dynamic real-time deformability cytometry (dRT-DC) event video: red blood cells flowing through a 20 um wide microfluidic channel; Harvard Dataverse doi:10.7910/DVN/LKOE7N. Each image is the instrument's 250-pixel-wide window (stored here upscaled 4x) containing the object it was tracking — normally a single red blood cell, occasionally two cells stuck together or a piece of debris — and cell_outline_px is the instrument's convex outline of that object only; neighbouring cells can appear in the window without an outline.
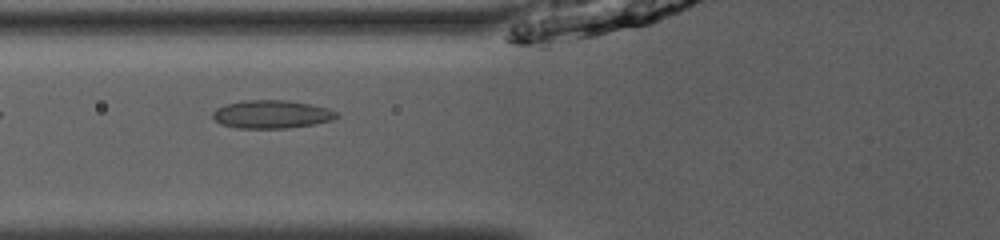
{"species": "common noctule bat (a hibernating species)", "species_latin": "Nyctalus noctula", "temperature_condition": "room temperature", "stored_images_in_passage": 34, "camera_frame_rate_fps": 3000, "um_per_image_px": 0.085, "animal": {"sex": "male", "body_mass_g": 13.0, "forearm_length_mm": 53.1}, "frame": {"image": 1, "passage_image": 5, "time_ms": 1.333, "image_size_px": [1000, 240], "cell_outline_px": [[340, 116], [332, 120], [312, 124], [288, 128], [236, 128], [220, 124], [212, 116], [212, 112], [216, 108], [228, 104], [244, 100], [284, 100], [308, 104], [328, 108], [336, 112]], "centroid_in_image_um": [23.07, 9.72], "position_along_channel_um": 102.7, "area_um2": 20.17}}
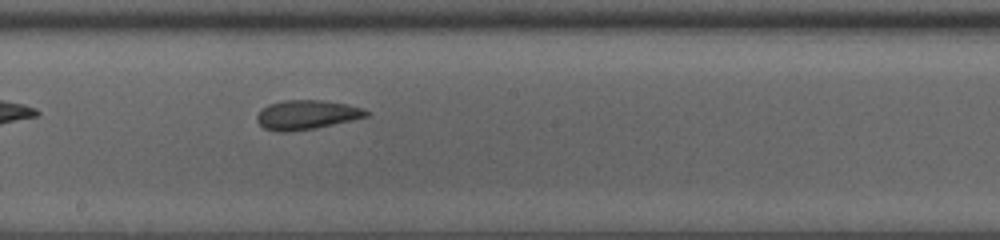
{"frame": {"image": 2, "passage_image": 14, "time_ms": 4.333, "image_size_px": [1000, 240], "cell_outline_px": [[368, 116], [316, 128], [288, 132], [276, 132], [264, 128], [256, 120], [256, 116], [268, 104], [284, 100], [320, 100], [344, 104], [360, 108], [368, 112]], "centroid_in_image_um": [26.0, 9.77], "position_along_channel_um": 222.2, "area_um2": 18.38}}
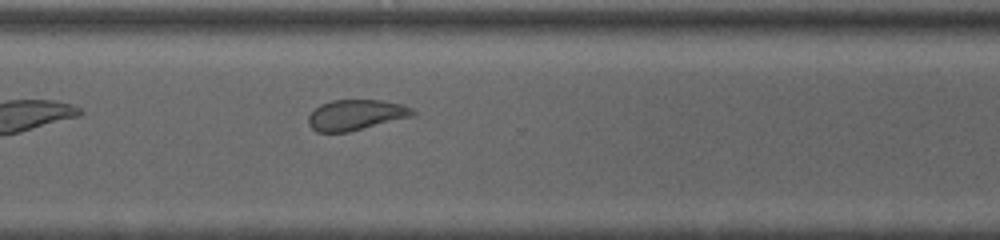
{"frame": {"image": 3, "passage_image": 23, "time_ms": 7.333, "image_size_px": [1000, 240], "cell_outline_px": [[416, 112], [412, 116], [348, 132], [316, 132], [308, 124], [308, 116], [320, 104], [332, 100], [380, 100], [404, 104], [412, 108]], "centroid_in_image_um": [30.24, 9.76], "position_along_channel_um": 340.4, "area_um2": 18.5}, "authors_computed_cell_mechanics": {"area_um2": 19.0162, "velocity_mm_per_s": 3.9598, "shape_relaxation_time_tau1_ms": 4.8367, "shape_relaxation_time_tau2_ms": 1.5028, "deformation_change_tau1": 0.1044, "deformation_change_tau2": 0.0733}}